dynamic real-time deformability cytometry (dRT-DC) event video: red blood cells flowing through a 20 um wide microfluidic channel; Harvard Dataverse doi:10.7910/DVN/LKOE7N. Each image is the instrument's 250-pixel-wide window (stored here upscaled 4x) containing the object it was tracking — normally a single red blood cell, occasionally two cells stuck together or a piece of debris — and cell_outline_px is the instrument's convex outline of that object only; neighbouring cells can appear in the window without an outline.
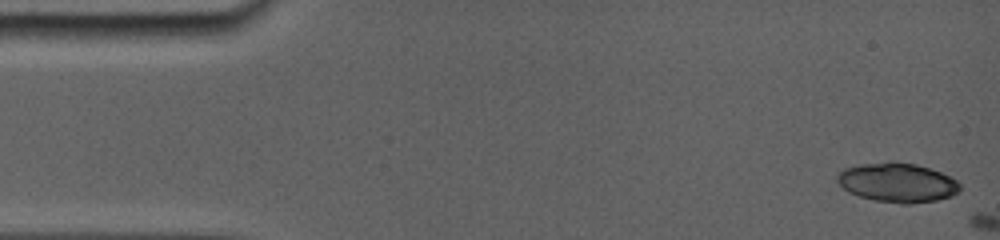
{"species": "common noctule bat (a hibernating species)", "species_latin": "Nyctalus noctula", "temperature_condition": "room temperature", "stored_images_in_passage": 5, "camera_frame_rate_fps": 5000, "um_per_image_px": 0.085, "animal": {"sex": "female", "body_mass_g": 19.0, "forearm_length_mm": 56.7}, "frame": {"image": 1, "passage_image": 1, "time_ms": 0.0, "image_size_px": [1000, 240], "cell_outline_px": [[960, 188], [952, 196], [936, 200], [912, 204], [900, 204], [872, 200], [848, 192], [836, 180], [836, 176], [840, 172], [848, 168], [868, 164], [912, 164], [928, 168], [940, 172], [956, 180], [960, 184]], "centroid_in_image_um": [76.3, 15.58], "position_along_channel_um": 8.7, "area_um2": 27.17}}